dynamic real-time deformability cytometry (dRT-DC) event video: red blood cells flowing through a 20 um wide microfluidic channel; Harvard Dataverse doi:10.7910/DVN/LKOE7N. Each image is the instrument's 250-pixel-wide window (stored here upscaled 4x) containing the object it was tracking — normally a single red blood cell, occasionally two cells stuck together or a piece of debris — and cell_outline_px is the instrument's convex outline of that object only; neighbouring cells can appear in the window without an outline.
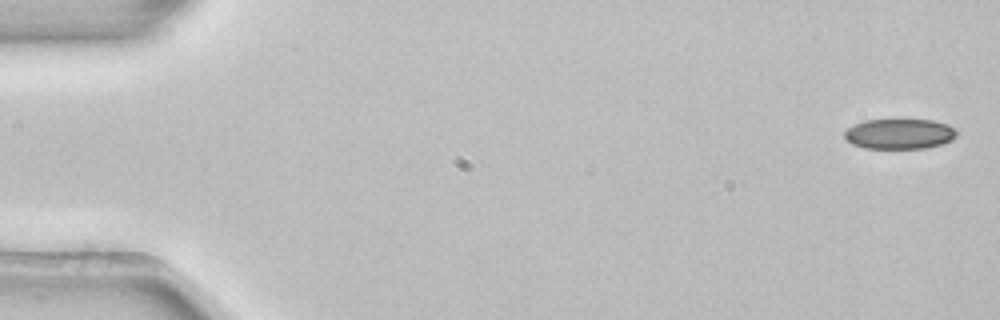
{"species": "common noctule bat (a hibernating species)", "species_latin": "Nyctalus noctula", "temperature_condition": "room temperature", "stored_images_in_passage": 5, "camera_frame_rate_fps": 3000, "um_per_image_px": 0.085, "animal": {"sex": "female", "body_mass_g": 22.7, "forearm_length_mm": 54.2}, "frame": {"image": 1, "passage_image": 1, "time_ms": 0.0, "image_size_px": [1000, 320], "cell_outline_px": [[956, 136], [952, 140], [940, 144], [924, 148], [864, 148], [852, 144], [844, 136], [844, 132], [852, 124], [864, 120], [932, 120], [948, 124], [956, 132]], "centroid_in_image_um": [76.42, 11.37], "position_along_channel_um": 8.6, "area_um2": 19.65}}